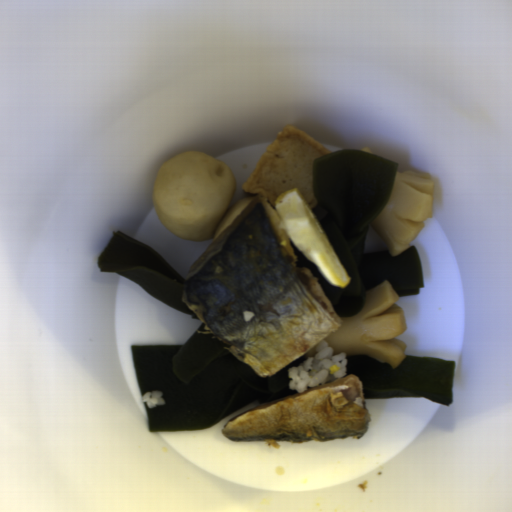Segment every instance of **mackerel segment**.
Here are the masks:
<instances>
[{
	"label": "mackerel segment",
	"instance_id": "obj_1",
	"mask_svg": "<svg viewBox=\"0 0 512 512\" xmlns=\"http://www.w3.org/2000/svg\"><path fill=\"white\" fill-rule=\"evenodd\" d=\"M264 194L250 198L190 266L181 297L204 329L255 373L272 376L342 327Z\"/></svg>",
	"mask_w": 512,
	"mask_h": 512
}]
</instances>
